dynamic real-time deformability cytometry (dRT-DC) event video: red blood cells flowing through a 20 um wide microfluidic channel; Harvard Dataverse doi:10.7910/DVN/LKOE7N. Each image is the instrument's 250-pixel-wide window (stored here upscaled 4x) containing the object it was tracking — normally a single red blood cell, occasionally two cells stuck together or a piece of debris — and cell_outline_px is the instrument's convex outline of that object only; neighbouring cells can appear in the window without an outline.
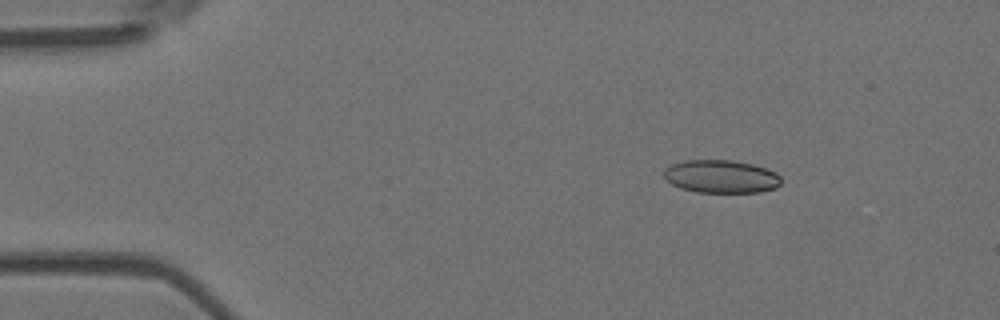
{"species": "Egyptian fruit bat (a non-hibernating species)", "species_latin": "Rousettus aegyptiacus", "temperature_condition": "room temperature", "stored_images_in_passage": 4, "camera_frame_rate_fps": 3000, "um_per_image_px": 0.085, "animal": {"sex": "female"}, "frame": {"image": 1, "passage_image": 2, "time_ms": 0.333, "image_size_px": [1000, 320], "cell_outline_px": [[780, 184], [776, 188], [760, 192], [696, 192], [680, 188], [672, 184], [664, 176], [664, 168], [672, 164], [684, 160], [732, 160], [752, 164], [776, 172], [780, 176]], "centroid_in_image_um": [61.29, 15.0], "position_along_channel_um": 23.7, "area_um2": 22.54}}